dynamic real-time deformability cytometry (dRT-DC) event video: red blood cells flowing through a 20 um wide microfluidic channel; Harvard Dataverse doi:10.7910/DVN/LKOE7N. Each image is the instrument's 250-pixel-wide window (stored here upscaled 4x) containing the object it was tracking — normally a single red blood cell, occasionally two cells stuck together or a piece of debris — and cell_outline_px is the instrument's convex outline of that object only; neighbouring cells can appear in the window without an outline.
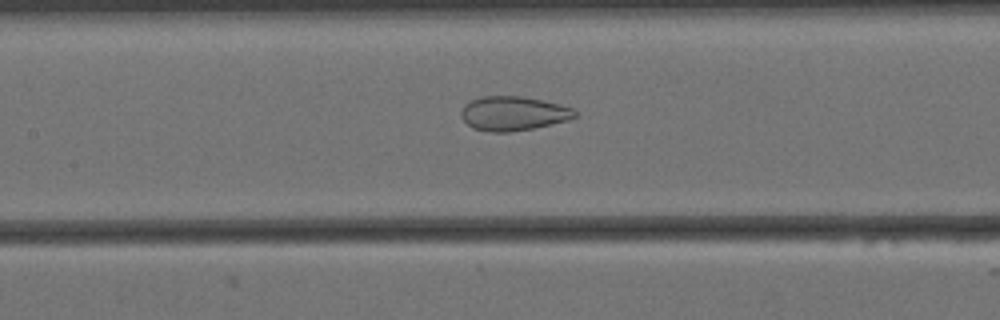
{"species": "Egyptian fruit bat (a non-hibernating species)", "species_latin": "Rousettus aegyptiacus", "temperature_condition": "cold", "stored_images_in_passage": 48, "camera_frame_rate_fps": 3000, "um_per_image_px": 0.085, "animal": {"sex": "female"}, "frame": {"image": 1, "passage_image": 16, "time_ms": 5.0, "image_size_px": [1000, 320], "cell_outline_px": [[576, 116], [568, 120], [552, 124], [532, 128], [508, 132], [488, 132], [472, 128], [460, 116], [460, 112], [464, 104], [480, 96], [520, 96], [544, 100], [560, 104], [572, 108], [576, 112]], "centroid_in_image_um": [43.6, 9.64], "position_along_channel_um": 163.8, "area_um2": 22.77}}
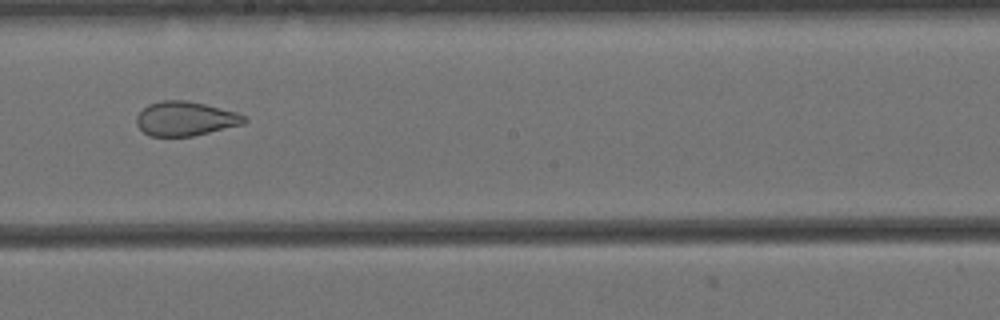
{"frame": {"image": 2, "passage_image": 22, "time_ms": 7.0, "image_size_px": [1000, 320], "cell_outline_px": [[248, 120], [244, 124], [192, 136], [148, 136], [136, 124], [136, 116], [148, 104], [160, 100], [184, 100], [204, 104], [236, 112], [248, 116]], "centroid_in_image_um": [15.76, 10.08], "position_along_channel_um": 232.4, "area_um2": 21.56}}
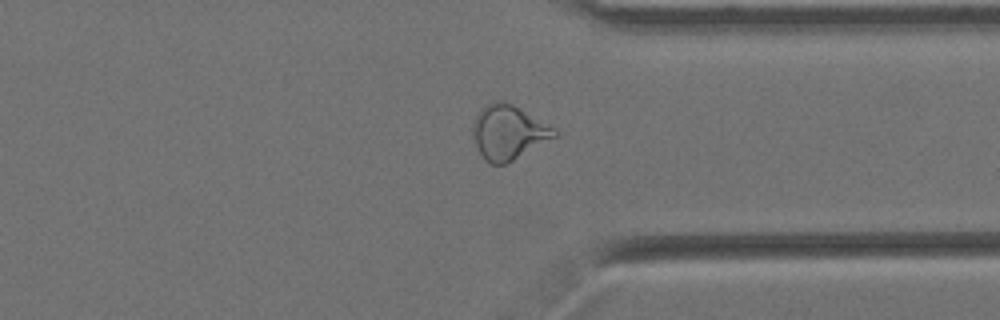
{"frame": {"image": 3, "passage_image": 34, "time_ms": 11.0, "image_size_px": [1000, 320], "cell_outline_px": [[556, 136], [512, 160], [504, 164], [492, 164], [484, 160], [476, 144], [472, 132], [472, 124], [476, 116], [488, 104], [500, 100], [504, 100], [512, 104], [556, 128]], "centroid_in_image_um": [43.2, 11.24], "position_along_channel_um": 368.2, "area_um2": 25.26}, "authors_computed_cell_mechanics": {"area_um2": 25.8077, "velocity_mm_per_s": 3.451, "shape_relaxation_time_tau1_ms": null, "shape_relaxation_time_tau2_ms": 1.6409, "deformation_change_tau1": null, "deformation_change_tau2": 0.0886}}